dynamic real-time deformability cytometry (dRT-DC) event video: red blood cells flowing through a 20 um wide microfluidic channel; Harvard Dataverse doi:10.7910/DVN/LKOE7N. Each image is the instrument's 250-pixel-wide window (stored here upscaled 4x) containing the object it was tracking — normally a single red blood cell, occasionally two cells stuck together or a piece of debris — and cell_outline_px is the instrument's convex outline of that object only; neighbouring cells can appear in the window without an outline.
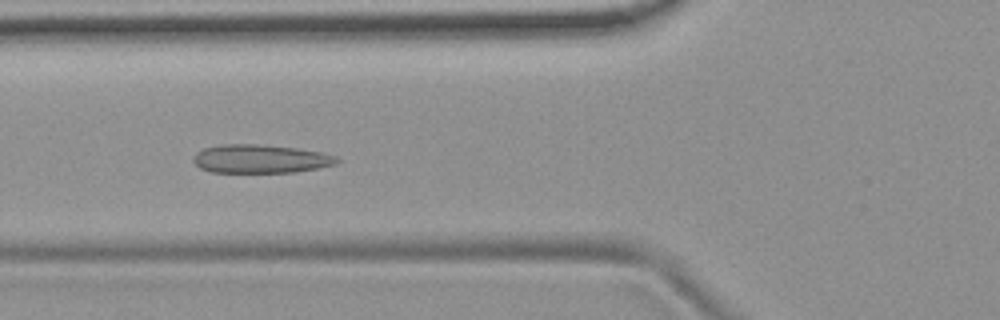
{"species": "common noctule bat (a hibernating species)", "species_latin": "Nyctalus noctula", "temperature_condition": "room temperature", "stored_images_in_passage": 55, "camera_frame_rate_fps": 3000, "um_per_image_px": 0.085, "animal": {"sex": "female", "body_mass_g": 19.9}, "frame": {"image": 1, "passage_image": 20, "time_ms": 6.333, "image_size_px": [1000, 320], "cell_outline_px": [[340, 160], [336, 164], [320, 168], [296, 172], [212, 172], [200, 168], [192, 160], [192, 156], [196, 152], [204, 148], [220, 144], [260, 144], [296, 148], [324, 152], [336, 156]], "centroid_in_image_um": [22.15, 13.5], "position_along_channel_um": 103.6, "area_um2": 24.1}}
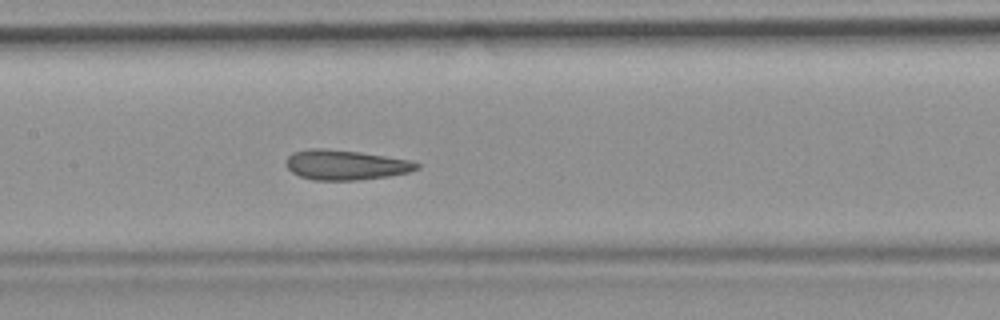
{"frame": {"image": 2, "passage_image": 26, "time_ms": 8.333, "image_size_px": [1000, 320], "cell_outline_px": [[420, 168], [408, 172], [388, 176], [356, 180], [312, 180], [300, 176], [292, 172], [284, 164], [284, 160], [292, 152], [312, 148], [324, 148], [360, 152], [408, 160], [420, 164]], "centroid_in_image_um": [29.31, 14.01], "position_along_channel_um": 178.1, "area_um2": 22.77}}
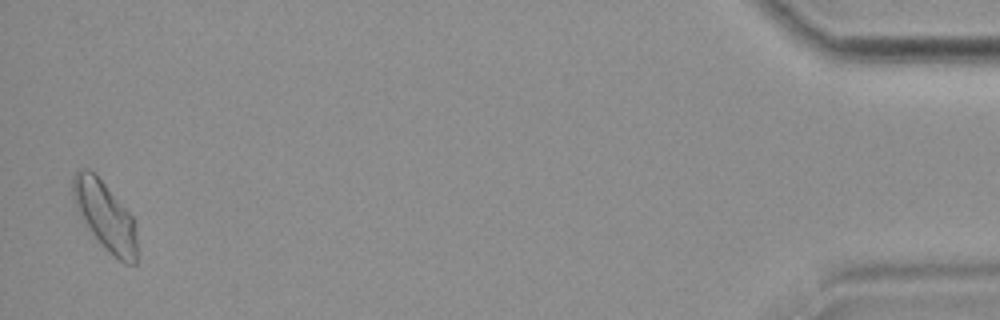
{"frame": {"image": 3, "passage_image": 53, "time_ms": 17.333, "image_size_px": [1000, 320], "cell_outline_px": [[136, 264], [124, 264], [104, 248], [92, 232], [76, 208], [72, 196], [72, 176], [76, 172], [84, 168], [88, 168], [96, 172], [132, 216], [136, 224]], "centroid_in_image_um": [8.93, 18.31], "position_along_channel_um": 426.3, "area_um2": 25.61}, "authors_computed_cell_mechanics": {"area_um2": 23.8136, "velocity_mm_per_s": 3.7166, "shape_relaxation_time_tau1_ms": null, "shape_relaxation_time_tau2_ms": 2.1419, "deformation_change_tau1": null, "deformation_change_tau2": 0.0833}}